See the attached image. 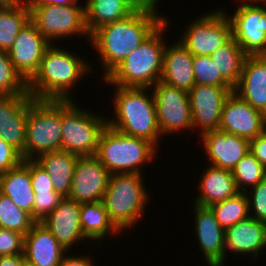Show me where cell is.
<instances>
[{
	"label": "cell",
	"instance_id": "3957f363",
	"mask_svg": "<svg viewBox=\"0 0 266 266\" xmlns=\"http://www.w3.org/2000/svg\"><path fill=\"white\" fill-rule=\"evenodd\" d=\"M112 97L114 117L107 125L132 137L144 138L159 149L161 132L158 127L155 100L150 88L115 86ZM148 91L150 94H148ZM110 118V119H109Z\"/></svg>",
	"mask_w": 266,
	"mask_h": 266
},
{
	"label": "cell",
	"instance_id": "f1b7e54d",
	"mask_svg": "<svg viewBox=\"0 0 266 266\" xmlns=\"http://www.w3.org/2000/svg\"><path fill=\"white\" fill-rule=\"evenodd\" d=\"M80 222L83 235L95 242L123 233L110 220L102 201L81 203Z\"/></svg>",
	"mask_w": 266,
	"mask_h": 266
},
{
	"label": "cell",
	"instance_id": "7a4b0ae2",
	"mask_svg": "<svg viewBox=\"0 0 266 266\" xmlns=\"http://www.w3.org/2000/svg\"><path fill=\"white\" fill-rule=\"evenodd\" d=\"M52 44L44 53L38 71L27 82L28 93L39 100H73L77 82L93 71L87 60Z\"/></svg>",
	"mask_w": 266,
	"mask_h": 266
},
{
	"label": "cell",
	"instance_id": "f6af8a7d",
	"mask_svg": "<svg viewBox=\"0 0 266 266\" xmlns=\"http://www.w3.org/2000/svg\"><path fill=\"white\" fill-rule=\"evenodd\" d=\"M0 266H22V254L0 256Z\"/></svg>",
	"mask_w": 266,
	"mask_h": 266
},
{
	"label": "cell",
	"instance_id": "7dc6e473",
	"mask_svg": "<svg viewBox=\"0 0 266 266\" xmlns=\"http://www.w3.org/2000/svg\"><path fill=\"white\" fill-rule=\"evenodd\" d=\"M2 3H21L26 0H0Z\"/></svg>",
	"mask_w": 266,
	"mask_h": 266
},
{
	"label": "cell",
	"instance_id": "484cf974",
	"mask_svg": "<svg viewBox=\"0 0 266 266\" xmlns=\"http://www.w3.org/2000/svg\"><path fill=\"white\" fill-rule=\"evenodd\" d=\"M1 186V193L33 218L35 193L30 177V159L23 160L15 168L3 173Z\"/></svg>",
	"mask_w": 266,
	"mask_h": 266
},
{
	"label": "cell",
	"instance_id": "ab89813d",
	"mask_svg": "<svg viewBox=\"0 0 266 266\" xmlns=\"http://www.w3.org/2000/svg\"><path fill=\"white\" fill-rule=\"evenodd\" d=\"M30 177L34 193L54 191L53 182L48 173L35 159H30Z\"/></svg>",
	"mask_w": 266,
	"mask_h": 266
},
{
	"label": "cell",
	"instance_id": "e0dca14e",
	"mask_svg": "<svg viewBox=\"0 0 266 266\" xmlns=\"http://www.w3.org/2000/svg\"><path fill=\"white\" fill-rule=\"evenodd\" d=\"M29 93L0 95V138L15 148L25 160L26 121Z\"/></svg>",
	"mask_w": 266,
	"mask_h": 266
},
{
	"label": "cell",
	"instance_id": "681fc988",
	"mask_svg": "<svg viewBox=\"0 0 266 266\" xmlns=\"http://www.w3.org/2000/svg\"><path fill=\"white\" fill-rule=\"evenodd\" d=\"M253 1H255V2H257V3L260 2V4H264V5H266V0H253Z\"/></svg>",
	"mask_w": 266,
	"mask_h": 266
},
{
	"label": "cell",
	"instance_id": "603a6c76",
	"mask_svg": "<svg viewBox=\"0 0 266 266\" xmlns=\"http://www.w3.org/2000/svg\"><path fill=\"white\" fill-rule=\"evenodd\" d=\"M234 93L266 116V56L245 58Z\"/></svg>",
	"mask_w": 266,
	"mask_h": 266
},
{
	"label": "cell",
	"instance_id": "52a82bcc",
	"mask_svg": "<svg viewBox=\"0 0 266 266\" xmlns=\"http://www.w3.org/2000/svg\"><path fill=\"white\" fill-rule=\"evenodd\" d=\"M62 150V100L28 101L25 160Z\"/></svg>",
	"mask_w": 266,
	"mask_h": 266
},
{
	"label": "cell",
	"instance_id": "60d3db41",
	"mask_svg": "<svg viewBox=\"0 0 266 266\" xmlns=\"http://www.w3.org/2000/svg\"><path fill=\"white\" fill-rule=\"evenodd\" d=\"M23 161L22 155L9 143L0 138V173L15 168Z\"/></svg>",
	"mask_w": 266,
	"mask_h": 266
},
{
	"label": "cell",
	"instance_id": "d590c367",
	"mask_svg": "<svg viewBox=\"0 0 266 266\" xmlns=\"http://www.w3.org/2000/svg\"><path fill=\"white\" fill-rule=\"evenodd\" d=\"M193 73L195 85L232 87L221 76L210 56H194Z\"/></svg>",
	"mask_w": 266,
	"mask_h": 266
},
{
	"label": "cell",
	"instance_id": "ffe728a7",
	"mask_svg": "<svg viewBox=\"0 0 266 266\" xmlns=\"http://www.w3.org/2000/svg\"><path fill=\"white\" fill-rule=\"evenodd\" d=\"M224 248V262L228 250L257 259L266 248V223L251 217L237 222L225 230Z\"/></svg>",
	"mask_w": 266,
	"mask_h": 266
},
{
	"label": "cell",
	"instance_id": "277c9868",
	"mask_svg": "<svg viewBox=\"0 0 266 266\" xmlns=\"http://www.w3.org/2000/svg\"><path fill=\"white\" fill-rule=\"evenodd\" d=\"M168 23L165 19L104 78L108 86L151 88L160 81L164 49L169 44L163 38Z\"/></svg>",
	"mask_w": 266,
	"mask_h": 266
},
{
	"label": "cell",
	"instance_id": "ee69618b",
	"mask_svg": "<svg viewBox=\"0 0 266 266\" xmlns=\"http://www.w3.org/2000/svg\"><path fill=\"white\" fill-rule=\"evenodd\" d=\"M80 0H26L28 6L57 5L68 6L78 4Z\"/></svg>",
	"mask_w": 266,
	"mask_h": 266
},
{
	"label": "cell",
	"instance_id": "ac0fdd59",
	"mask_svg": "<svg viewBox=\"0 0 266 266\" xmlns=\"http://www.w3.org/2000/svg\"><path fill=\"white\" fill-rule=\"evenodd\" d=\"M194 229L199 249L209 266H224L225 230L210 207L194 204Z\"/></svg>",
	"mask_w": 266,
	"mask_h": 266
},
{
	"label": "cell",
	"instance_id": "30bf717a",
	"mask_svg": "<svg viewBox=\"0 0 266 266\" xmlns=\"http://www.w3.org/2000/svg\"><path fill=\"white\" fill-rule=\"evenodd\" d=\"M79 5L81 4L29 6L30 20L51 44L72 35L86 36L84 38L90 41L85 24L84 5Z\"/></svg>",
	"mask_w": 266,
	"mask_h": 266
},
{
	"label": "cell",
	"instance_id": "6da1fadb",
	"mask_svg": "<svg viewBox=\"0 0 266 266\" xmlns=\"http://www.w3.org/2000/svg\"><path fill=\"white\" fill-rule=\"evenodd\" d=\"M160 14L157 8L139 6L126 18L105 24L90 35L104 78L165 20Z\"/></svg>",
	"mask_w": 266,
	"mask_h": 266
},
{
	"label": "cell",
	"instance_id": "b9f144b4",
	"mask_svg": "<svg viewBox=\"0 0 266 266\" xmlns=\"http://www.w3.org/2000/svg\"><path fill=\"white\" fill-rule=\"evenodd\" d=\"M250 152L266 168V131L250 140Z\"/></svg>",
	"mask_w": 266,
	"mask_h": 266
},
{
	"label": "cell",
	"instance_id": "5b68a950",
	"mask_svg": "<svg viewBox=\"0 0 266 266\" xmlns=\"http://www.w3.org/2000/svg\"><path fill=\"white\" fill-rule=\"evenodd\" d=\"M158 148L150 141L132 137L106 126L100 134L95 157L114 173L142 174L144 163L155 160Z\"/></svg>",
	"mask_w": 266,
	"mask_h": 266
},
{
	"label": "cell",
	"instance_id": "ba28073f",
	"mask_svg": "<svg viewBox=\"0 0 266 266\" xmlns=\"http://www.w3.org/2000/svg\"><path fill=\"white\" fill-rule=\"evenodd\" d=\"M78 106L74 100H62V150L79 157L95 156L107 115Z\"/></svg>",
	"mask_w": 266,
	"mask_h": 266
},
{
	"label": "cell",
	"instance_id": "9a60e30c",
	"mask_svg": "<svg viewBox=\"0 0 266 266\" xmlns=\"http://www.w3.org/2000/svg\"><path fill=\"white\" fill-rule=\"evenodd\" d=\"M110 173L95 157H79L68 194L78 203L102 201L107 189Z\"/></svg>",
	"mask_w": 266,
	"mask_h": 266
},
{
	"label": "cell",
	"instance_id": "5bb4252c",
	"mask_svg": "<svg viewBox=\"0 0 266 266\" xmlns=\"http://www.w3.org/2000/svg\"><path fill=\"white\" fill-rule=\"evenodd\" d=\"M51 45L31 20L20 30L8 54L26 82L38 71L43 55Z\"/></svg>",
	"mask_w": 266,
	"mask_h": 266
},
{
	"label": "cell",
	"instance_id": "836d02e7",
	"mask_svg": "<svg viewBox=\"0 0 266 266\" xmlns=\"http://www.w3.org/2000/svg\"><path fill=\"white\" fill-rule=\"evenodd\" d=\"M232 175L238 191L246 192L266 177V168L248 152L233 168Z\"/></svg>",
	"mask_w": 266,
	"mask_h": 266
},
{
	"label": "cell",
	"instance_id": "cb8c5ba5",
	"mask_svg": "<svg viewBox=\"0 0 266 266\" xmlns=\"http://www.w3.org/2000/svg\"><path fill=\"white\" fill-rule=\"evenodd\" d=\"M193 58L179 40L169 46L166 44L160 81L189 92L195 85Z\"/></svg>",
	"mask_w": 266,
	"mask_h": 266
},
{
	"label": "cell",
	"instance_id": "44dd1931",
	"mask_svg": "<svg viewBox=\"0 0 266 266\" xmlns=\"http://www.w3.org/2000/svg\"><path fill=\"white\" fill-rule=\"evenodd\" d=\"M81 203L64 197L60 204L41 222L69 252L77 242L86 240L80 222Z\"/></svg>",
	"mask_w": 266,
	"mask_h": 266
},
{
	"label": "cell",
	"instance_id": "4dcf8cb0",
	"mask_svg": "<svg viewBox=\"0 0 266 266\" xmlns=\"http://www.w3.org/2000/svg\"><path fill=\"white\" fill-rule=\"evenodd\" d=\"M221 76L235 88L240 80L244 60L241 47L232 37L225 45L210 55Z\"/></svg>",
	"mask_w": 266,
	"mask_h": 266
},
{
	"label": "cell",
	"instance_id": "7402d4cb",
	"mask_svg": "<svg viewBox=\"0 0 266 266\" xmlns=\"http://www.w3.org/2000/svg\"><path fill=\"white\" fill-rule=\"evenodd\" d=\"M67 251L41 222L24 236L23 256L35 266H60Z\"/></svg>",
	"mask_w": 266,
	"mask_h": 266
},
{
	"label": "cell",
	"instance_id": "1f68e13d",
	"mask_svg": "<svg viewBox=\"0 0 266 266\" xmlns=\"http://www.w3.org/2000/svg\"><path fill=\"white\" fill-rule=\"evenodd\" d=\"M210 208L224 230L250 217L249 202L245 192H238L234 197L215 203Z\"/></svg>",
	"mask_w": 266,
	"mask_h": 266
},
{
	"label": "cell",
	"instance_id": "4fadbf2b",
	"mask_svg": "<svg viewBox=\"0 0 266 266\" xmlns=\"http://www.w3.org/2000/svg\"><path fill=\"white\" fill-rule=\"evenodd\" d=\"M233 87L194 85L188 92L193 128L200 134L218 130L223 106Z\"/></svg>",
	"mask_w": 266,
	"mask_h": 266
},
{
	"label": "cell",
	"instance_id": "9c48e42d",
	"mask_svg": "<svg viewBox=\"0 0 266 266\" xmlns=\"http://www.w3.org/2000/svg\"><path fill=\"white\" fill-rule=\"evenodd\" d=\"M188 25L178 40L193 56H210L232 38V25L223 9L201 14Z\"/></svg>",
	"mask_w": 266,
	"mask_h": 266
},
{
	"label": "cell",
	"instance_id": "d6986e66",
	"mask_svg": "<svg viewBox=\"0 0 266 266\" xmlns=\"http://www.w3.org/2000/svg\"><path fill=\"white\" fill-rule=\"evenodd\" d=\"M209 165L233 170L236 164L250 152V141L221 130L209 131L201 135Z\"/></svg>",
	"mask_w": 266,
	"mask_h": 266
},
{
	"label": "cell",
	"instance_id": "8992f818",
	"mask_svg": "<svg viewBox=\"0 0 266 266\" xmlns=\"http://www.w3.org/2000/svg\"><path fill=\"white\" fill-rule=\"evenodd\" d=\"M144 182L143 174L114 173L109 176L102 202L110 220L121 232L134 227L143 216L150 197Z\"/></svg>",
	"mask_w": 266,
	"mask_h": 266
},
{
	"label": "cell",
	"instance_id": "d4e9b609",
	"mask_svg": "<svg viewBox=\"0 0 266 266\" xmlns=\"http://www.w3.org/2000/svg\"><path fill=\"white\" fill-rule=\"evenodd\" d=\"M203 175L198 182L199 195L193 201L195 204L210 207L211 205L222 202L234 197L239 191L231 170L222 169L209 165L205 167Z\"/></svg>",
	"mask_w": 266,
	"mask_h": 266
},
{
	"label": "cell",
	"instance_id": "e575fe53",
	"mask_svg": "<svg viewBox=\"0 0 266 266\" xmlns=\"http://www.w3.org/2000/svg\"><path fill=\"white\" fill-rule=\"evenodd\" d=\"M28 93L27 82L16 71L8 51H0V95Z\"/></svg>",
	"mask_w": 266,
	"mask_h": 266
},
{
	"label": "cell",
	"instance_id": "7bdbcfd3",
	"mask_svg": "<svg viewBox=\"0 0 266 266\" xmlns=\"http://www.w3.org/2000/svg\"><path fill=\"white\" fill-rule=\"evenodd\" d=\"M94 259L89 256L83 255H69L68 253L63 257L60 266H96L93 262Z\"/></svg>",
	"mask_w": 266,
	"mask_h": 266
},
{
	"label": "cell",
	"instance_id": "8fae6325",
	"mask_svg": "<svg viewBox=\"0 0 266 266\" xmlns=\"http://www.w3.org/2000/svg\"><path fill=\"white\" fill-rule=\"evenodd\" d=\"M241 5L230 15L232 37L246 57L266 56V6L253 0H239Z\"/></svg>",
	"mask_w": 266,
	"mask_h": 266
},
{
	"label": "cell",
	"instance_id": "bcb514c9",
	"mask_svg": "<svg viewBox=\"0 0 266 266\" xmlns=\"http://www.w3.org/2000/svg\"><path fill=\"white\" fill-rule=\"evenodd\" d=\"M134 1L140 6L159 8L157 7L159 0H134Z\"/></svg>",
	"mask_w": 266,
	"mask_h": 266
},
{
	"label": "cell",
	"instance_id": "f546056e",
	"mask_svg": "<svg viewBox=\"0 0 266 266\" xmlns=\"http://www.w3.org/2000/svg\"><path fill=\"white\" fill-rule=\"evenodd\" d=\"M30 21V7L21 3L0 6V51H9L20 30Z\"/></svg>",
	"mask_w": 266,
	"mask_h": 266
},
{
	"label": "cell",
	"instance_id": "7c38bea8",
	"mask_svg": "<svg viewBox=\"0 0 266 266\" xmlns=\"http://www.w3.org/2000/svg\"><path fill=\"white\" fill-rule=\"evenodd\" d=\"M156 117L163 136H171L180 130H193L189 94L185 90L158 81L153 85Z\"/></svg>",
	"mask_w": 266,
	"mask_h": 266
},
{
	"label": "cell",
	"instance_id": "c3c4849f",
	"mask_svg": "<svg viewBox=\"0 0 266 266\" xmlns=\"http://www.w3.org/2000/svg\"><path fill=\"white\" fill-rule=\"evenodd\" d=\"M22 266H35V265H33L32 263L28 262V261L24 258L23 254H22Z\"/></svg>",
	"mask_w": 266,
	"mask_h": 266
},
{
	"label": "cell",
	"instance_id": "f35d334b",
	"mask_svg": "<svg viewBox=\"0 0 266 266\" xmlns=\"http://www.w3.org/2000/svg\"><path fill=\"white\" fill-rule=\"evenodd\" d=\"M24 235L0 228V256L23 254Z\"/></svg>",
	"mask_w": 266,
	"mask_h": 266
},
{
	"label": "cell",
	"instance_id": "4316f807",
	"mask_svg": "<svg viewBox=\"0 0 266 266\" xmlns=\"http://www.w3.org/2000/svg\"><path fill=\"white\" fill-rule=\"evenodd\" d=\"M140 5L134 0H86L85 24L91 35L99 27L132 14Z\"/></svg>",
	"mask_w": 266,
	"mask_h": 266
},
{
	"label": "cell",
	"instance_id": "2e32d148",
	"mask_svg": "<svg viewBox=\"0 0 266 266\" xmlns=\"http://www.w3.org/2000/svg\"><path fill=\"white\" fill-rule=\"evenodd\" d=\"M266 116L234 92L224 103L218 130L252 140L265 131Z\"/></svg>",
	"mask_w": 266,
	"mask_h": 266
},
{
	"label": "cell",
	"instance_id": "d6a6232c",
	"mask_svg": "<svg viewBox=\"0 0 266 266\" xmlns=\"http://www.w3.org/2000/svg\"><path fill=\"white\" fill-rule=\"evenodd\" d=\"M35 223L36 221L29 213L0 193V228L14 230L25 236Z\"/></svg>",
	"mask_w": 266,
	"mask_h": 266
},
{
	"label": "cell",
	"instance_id": "8d00e7d4",
	"mask_svg": "<svg viewBox=\"0 0 266 266\" xmlns=\"http://www.w3.org/2000/svg\"><path fill=\"white\" fill-rule=\"evenodd\" d=\"M64 199L55 191H44L35 193L33 206V219L42 222Z\"/></svg>",
	"mask_w": 266,
	"mask_h": 266
},
{
	"label": "cell",
	"instance_id": "f907efd6",
	"mask_svg": "<svg viewBox=\"0 0 266 266\" xmlns=\"http://www.w3.org/2000/svg\"><path fill=\"white\" fill-rule=\"evenodd\" d=\"M1 178H2V174L0 173V193H1Z\"/></svg>",
	"mask_w": 266,
	"mask_h": 266
},
{
	"label": "cell",
	"instance_id": "74e56055",
	"mask_svg": "<svg viewBox=\"0 0 266 266\" xmlns=\"http://www.w3.org/2000/svg\"><path fill=\"white\" fill-rule=\"evenodd\" d=\"M245 193L248 197L250 217L266 223V177Z\"/></svg>",
	"mask_w": 266,
	"mask_h": 266
},
{
	"label": "cell",
	"instance_id": "83f0119b",
	"mask_svg": "<svg viewBox=\"0 0 266 266\" xmlns=\"http://www.w3.org/2000/svg\"><path fill=\"white\" fill-rule=\"evenodd\" d=\"M78 158L79 156L65 150H57L44 153L35 160L48 173L53 182L54 191L63 197H68Z\"/></svg>",
	"mask_w": 266,
	"mask_h": 266
}]
</instances>
